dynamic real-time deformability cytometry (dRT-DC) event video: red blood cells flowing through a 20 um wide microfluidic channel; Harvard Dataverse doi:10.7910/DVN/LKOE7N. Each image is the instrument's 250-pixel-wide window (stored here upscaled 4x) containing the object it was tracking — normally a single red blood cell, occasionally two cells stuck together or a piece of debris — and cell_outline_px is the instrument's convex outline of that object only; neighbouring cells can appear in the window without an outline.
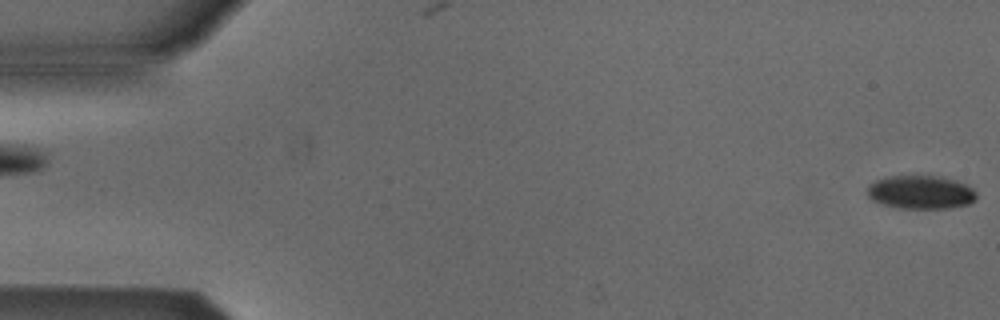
{"species": "Egyptian fruit bat (a non-hibernating species)", "species_latin": "Rousettus aegyptiacus", "temperature_condition": "cold", "stored_images_in_passage": 5, "segment_of_instrument_passage": [2, 2], "camera_frame_rate_fps": 3000, "um_per_image_px": 0.085, "animal": {"sex": "male"}, "frame": {"image": 1, "passage_image": 5, "time_ms": 5.333, "image_size_px": [1000, 320], "cell_outline_px": [[976, 200], [968, 204], [948, 208], [900, 208], [884, 204], [872, 200], [868, 196], [868, 184], [876, 180], [888, 176], [940, 176], [956, 180], [968, 184], [976, 192]], "centroid_in_image_um": [78.29, 16.33], "position_along_channel_um": 6.7, "area_um2": 21.33}}